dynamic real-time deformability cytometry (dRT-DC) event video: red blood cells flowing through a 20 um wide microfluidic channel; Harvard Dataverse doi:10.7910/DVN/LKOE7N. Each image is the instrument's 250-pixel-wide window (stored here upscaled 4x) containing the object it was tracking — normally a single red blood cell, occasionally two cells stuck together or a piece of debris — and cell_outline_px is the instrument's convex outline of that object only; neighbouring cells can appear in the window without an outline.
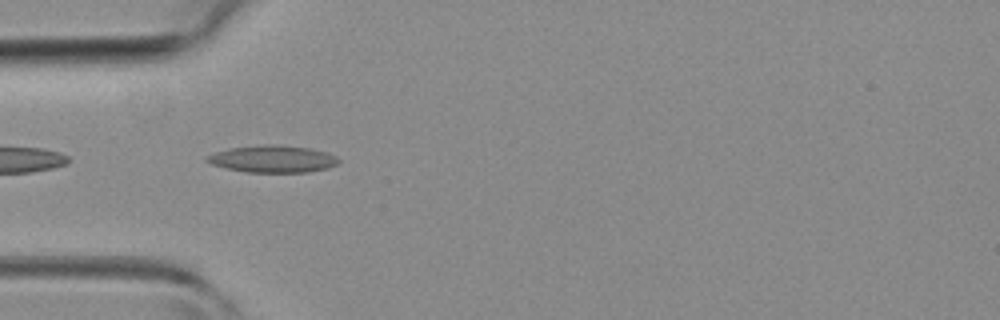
{"species": "common noctule bat (a hibernating species)", "species_latin": "Nyctalus noctula", "temperature_condition": "room temperature", "stored_images_in_passage": 14, "camera_frame_rate_fps": 3000, "um_per_image_px": 0.085, "animal": {"sex": "female", "body_mass_g": 19.3, "forearm_length_mm": 54.1}, "frame": {"image": 1, "passage_image": 2, "time_ms": 0.333, "image_size_px": [1000, 320], "cell_outline_px": [[340, 160], [336, 164], [328, 168], [308, 172], [248, 172], [228, 168], [212, 164], [204, 160], [204, 156], [228, 148], [268, 144], [276, 144], [308, 148], [324, 152], [336, 156]], "centroid_in_image_um": [23.15, 13.51], "position_along_channel_um": 61.8, "area_um2": 20.63}}